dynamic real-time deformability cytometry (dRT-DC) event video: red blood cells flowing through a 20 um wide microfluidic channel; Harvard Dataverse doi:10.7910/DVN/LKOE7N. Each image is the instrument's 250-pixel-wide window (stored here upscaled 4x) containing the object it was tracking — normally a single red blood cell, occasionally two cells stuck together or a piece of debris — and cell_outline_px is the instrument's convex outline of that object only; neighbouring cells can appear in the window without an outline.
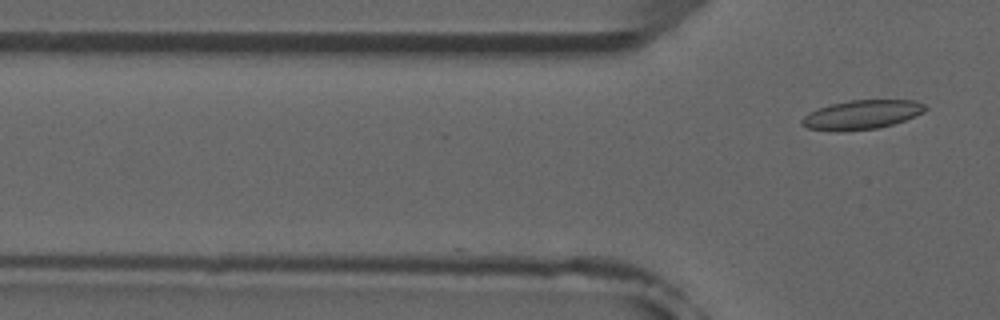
{"species": "common noctule bat (a hibernating species)", "species_latin": "Nyctalus noctula", "temperature_condition": "room temperature", "stored_images_in_passage": 4, "camera_frame_rate_fps": 3000, "um_per_image_px": 0.085, "animal": {"sex": "male", "forearm_length_mm": 52.5}, "frame": {"image": 1, "passage_image": 4, "time_ms": 3.333, "image_size_px": [1000, 320], "cell_outline_px": [[928, 108], [924, 112], [904, 120], [892, 124], [876, 128], [836, 132], [808, 128], [800, 124], [800, 120], [808, 112], [816, 108], [832, 104], [852, 100], [916, 100], [924, 104]], "centroid_in_image_um": [73.21, 9.75], "position_along_channel_um": 52.6, "area_um2": 20.98}}